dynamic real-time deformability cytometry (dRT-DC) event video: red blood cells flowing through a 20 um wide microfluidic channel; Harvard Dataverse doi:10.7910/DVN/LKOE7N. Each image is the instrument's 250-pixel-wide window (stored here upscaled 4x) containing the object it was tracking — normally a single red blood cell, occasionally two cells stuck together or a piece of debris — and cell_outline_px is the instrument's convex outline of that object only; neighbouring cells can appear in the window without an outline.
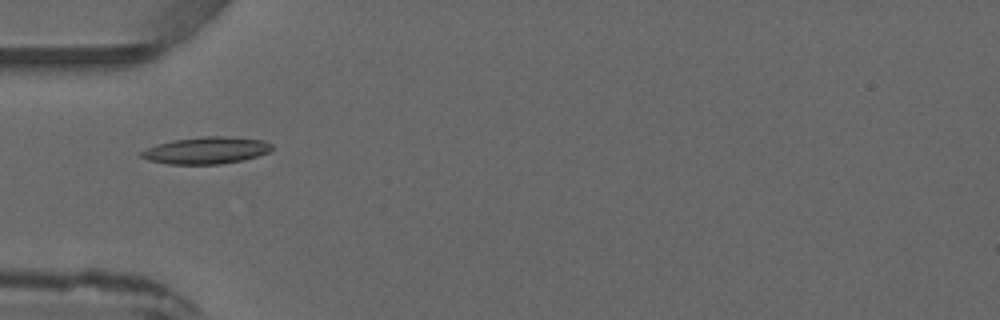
{"species": "common noctule bat (a hibernating species)", "species_latin": "Nyctalus noctula", "temperature_condition": "warm", "stored_images_in_passage": 2, "camera_frame_rate_fps": 3000, "um_per_image_px": 0.085, "animal": {"sex": "male", "forearm_length_mm": 52.5}, "frame": {"image": 1, "passage_image": 1, "time_ms": 0.0, "image_size_px": [1000, 320], "cell_outline_px": [[272, 148], [268, 152], [244, 160], [220, 164], [168, 164], [148, 160], [140, 156], [140, 152], [156, 144], [176, 140], [204, 136], [232, 136], [264, 140], [272, 144]], "centroid_in_image_um": [17.55, 12.78], "position_along_channel_um": 67.4, "area_um2": 20.46}}
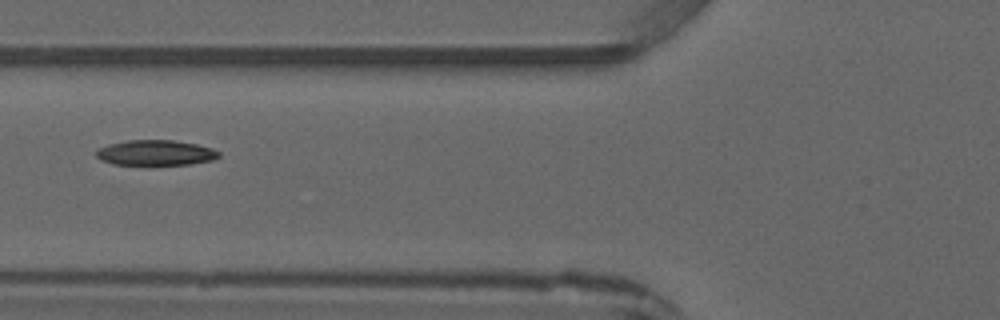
{"frame": {"image": 2, "passage_image": 2, "time_ms": 1.0, "image_size_px": [1000, 320], "cell_outline_px": [[220, 156], [212, 160], [192, 164], [152, 168], [148, 168], [112, 164], [100, 160], [96, 156], [96, 152], [100, 148], [108, 144], [128, 140], [176, 140], [196, 144], [212, 148], [220, 152]], "centroid_in_image_um": [13.21, 13.04], "position_along_channel_um": 112.6, "area_um2": 19.25}}